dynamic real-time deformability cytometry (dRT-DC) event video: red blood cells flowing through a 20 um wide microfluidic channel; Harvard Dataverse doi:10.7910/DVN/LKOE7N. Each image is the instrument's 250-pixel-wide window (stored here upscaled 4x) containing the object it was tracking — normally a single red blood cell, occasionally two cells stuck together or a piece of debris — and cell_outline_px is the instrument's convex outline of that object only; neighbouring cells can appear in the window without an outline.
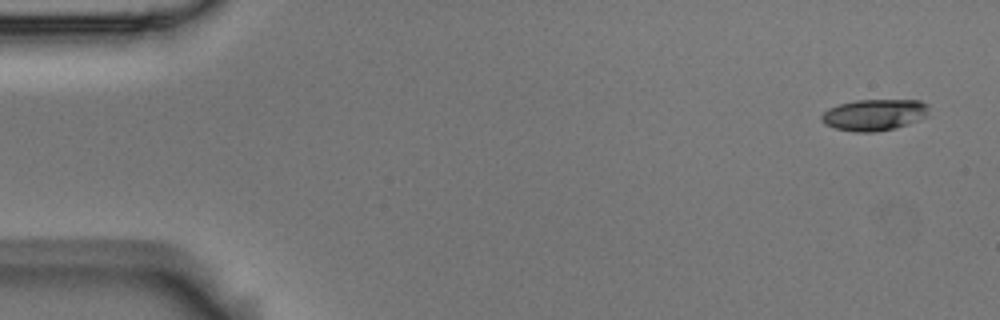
{"species": "Egyptian fruit bat (a non-hibernating species)", "species_latin": "Rousettus aegyptiacus", "temperature_condition": "room temperature", "stored_images_in_passage": 6, "camera_frame_rate_fps": 3000, "um_per_image_px": 0.085, "animal": {"sex": "male"}, "frame": {"image": 1, "passage_image": 1, "time_ms": 0.0, "image_size_px": [1000, 320], "cell_outline_px": [[928, 116], [908, 124], [896, 128], [876, 132], [856, 132], [836, 128], [824, 124], [820, 120], [820, 116], [828, 108], [840, 104], [856, 100], [920, 100], [928, 104]], "centroid_in_image_um": [74.32, 9.76], "position_along_channel_um": 10.7, "area_um2": 19.77}}
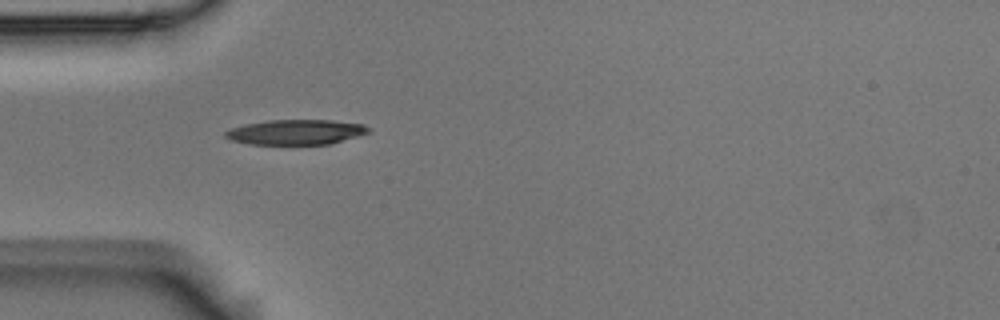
{"frame": {"image": 2, "passage_image": 5, "time_ms": 1.333, "image_size_px": [1000, 320], "cell_outline_px": [[372, 128], [368, 132], [356, 136], [328, 144], [248, 144], [228, 140], [224, 136], [224, 132], [232, 128], [248, 124], [268, 120], [332, 120], [364, 124]], "centroid_in_image_um": [25.13, 11.22], "position_along_channel_um": 59.9, "area_um2": 20.75}}
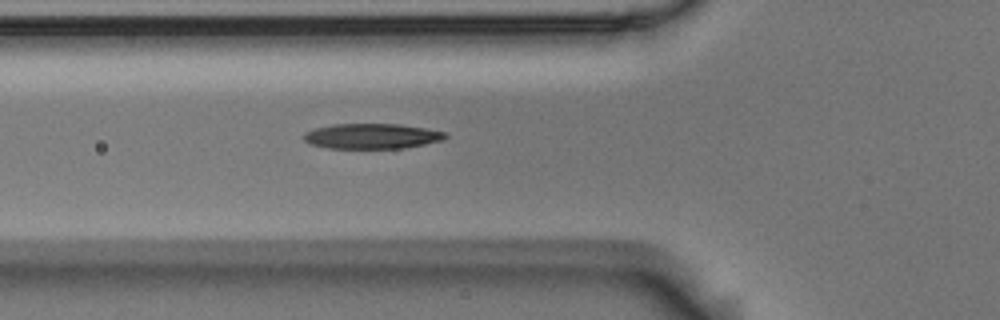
{"frame": {"image": 3, "passage_image": 6, "time_ms": 1.667, "image_size_px": [1000, 320], "cell_outline_px": [[448, 136], [444, 140], [404, 148], [328, 148], [308, 144], [300, 136], [304, 132], [316, 128], [332, 124], [400, 124], [448, 132]], "centroid_in_image_um": [31.59, 11.57], "position_along_channel_um": 94.2, "area_um2": 21.04}}